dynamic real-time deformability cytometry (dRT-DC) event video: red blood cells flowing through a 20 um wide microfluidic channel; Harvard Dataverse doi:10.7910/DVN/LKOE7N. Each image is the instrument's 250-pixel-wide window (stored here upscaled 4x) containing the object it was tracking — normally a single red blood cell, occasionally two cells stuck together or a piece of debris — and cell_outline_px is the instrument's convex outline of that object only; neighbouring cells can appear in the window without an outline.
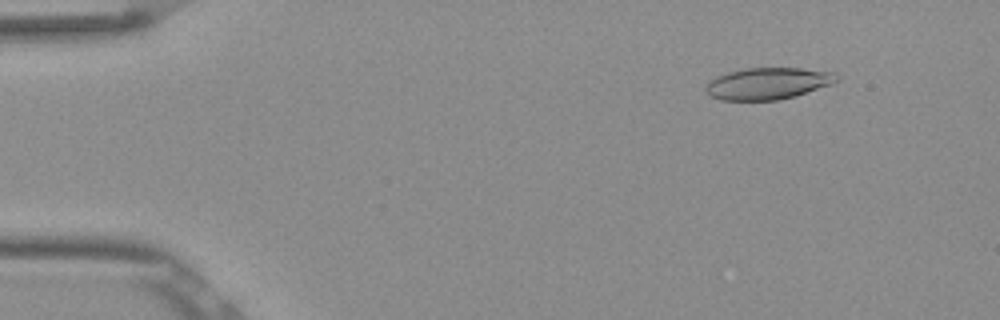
{"species": "Egyptian fruit bat (a non-hibernating species)", "species_latin": "Rousettus aegyptiacus", "temperature_condition": "room temperature", "stored_images_in_passage": 52, "camera_frame_rate_fps": 3000, "um_per_image_px": 0.085, "frame": {"image": 1, "passage_image": 6, "time_ms": 1.667, "image_size_px": [1000, 320], "cell_outline_px": [[840, 80], [832, 84], [796, 96], [776, 100], [720, 100], [708, 96], [704, 88], [716, 76], [728, 72], [748, 68], [800, 68], [836, 72], [840, 76]], "centroid_in_image_um": [65.31, 7.1], "position_along_channel_um": 19.7, "area_um2": 24.39}}
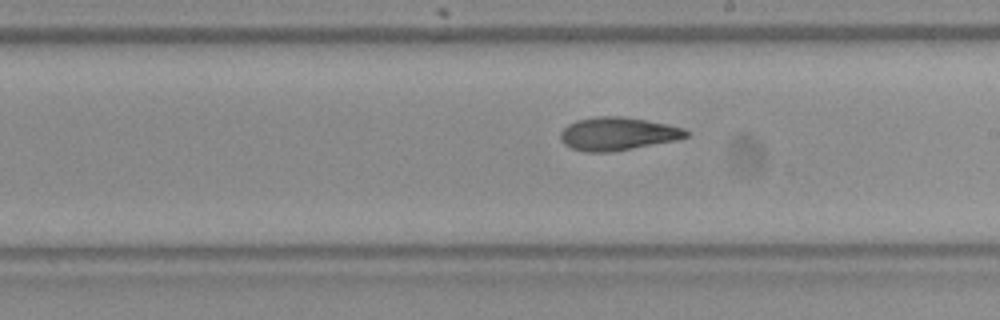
{"frame": {"image": 2, "passage_image": 30, "time_ms": 9.667, "image_size_px": [1000, 320], "cell_outline_px": [[688, 136], [676, 140], [612, 152], [584, 152], [572, 148], [564, 144], [560, 140], [560, 132], [568, 124], [576, 120], [596, 116], [624, 116], [668, 124], [684, 128], [688, 132]], "centroid_in_image_um": [52.48, 11.37], "position_along_channel_um": 236.5, "area_um2": 24.33}}
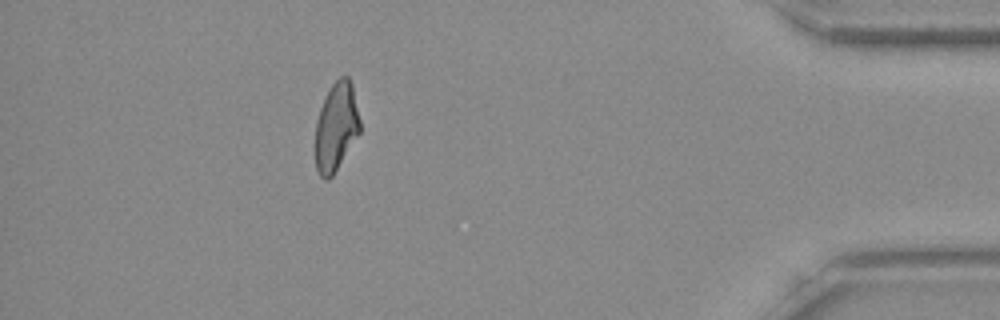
{"frame": {"image": 3, "passage_image": 47, "time_ms": 15.333, "image_size_px": [1000, 320], "cell_outline_px": [[360, 132], [332, 176], [328, 180], [324, 180], [320, 176], [316, 168], [316, 120], [320, 108], [332, 84], [340, 76], [348, 76], [352, 84], [360, 120]], "centroid_in_image_um": [28.58, 10.78], "position_along_channel_um": 406.6, "area_um2": 22.77}, "authors_computed_cell_mechanics": {"area_um2": 24.2182, "velocity_mm_per_s": 3.8709, "shape_relaxation_time_tau1_ms": 9.9065, "shape_relaxation_time_tau2_ms": 3.3408, "deformation_change_tau1": 0.2424, "deformation_change_tau2": 0.1099}}